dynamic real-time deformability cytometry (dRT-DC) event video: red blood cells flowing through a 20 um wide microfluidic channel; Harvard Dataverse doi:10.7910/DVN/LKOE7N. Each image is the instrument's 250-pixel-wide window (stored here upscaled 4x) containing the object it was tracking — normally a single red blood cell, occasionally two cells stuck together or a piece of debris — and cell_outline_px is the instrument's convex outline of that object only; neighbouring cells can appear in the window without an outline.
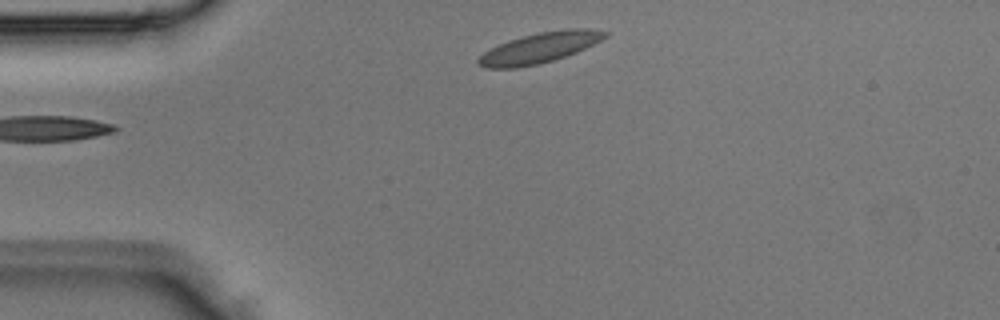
{"species": "Egyptian fruit bat (a non-hibernating species)", "species_latin": "Rousettus aegyptiacus", "temperature_condition": "room temperature", "stored_images_in_passage": 2, "camera_frame_rate_fps": 3000, "um_per_image_px": 0.085, "animal": {"sex": "male"}, "frame": {"image": 1, "passage_image": 1, "time_ms": 0.0, "image_size_px": [1000, 320], "cell_outline_px": [[608, 36], [576, 52], [552, 60], [536, 64], [516, 68], [488, 68], [476, 64], [476, 60], [484, 52], [508, 40], [536, 32], [568, 28], [588, 28], [608, 32]], "centroid_in_image_um": [45.85, 4.05], "position_along_channel_um": 39.2, "area_um2": 22.25}}